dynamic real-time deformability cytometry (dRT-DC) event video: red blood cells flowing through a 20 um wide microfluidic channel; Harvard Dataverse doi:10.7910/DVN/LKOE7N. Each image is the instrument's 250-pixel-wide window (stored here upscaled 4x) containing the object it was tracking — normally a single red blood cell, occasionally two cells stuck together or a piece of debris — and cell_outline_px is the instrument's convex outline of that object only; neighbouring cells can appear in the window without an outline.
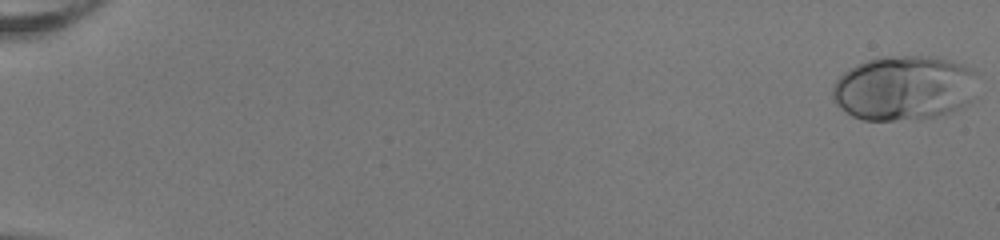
{"species": "human", "species_latin": "Homo sapiens", "temperature_condition": "room temperature", "stored_images_in_passage": 53, "camera_frame_rate_fps": 3000, "um_per_image_px": 0.085, "donor": {"sex": "female"}, "frame": {"image": 1, "passage_image": 1, "time_ms": 0.0, "image_size_px": [1000, 240], "cell_outline_px": [[976, 72], [968, 100], [960, 108], [936, 116], [892, 120], [864, 120], [852, 116], [840, 108], [832, 96], [832, 88], [836, 80], [848, 68], [856, 64], [876, 56], [936, 56], [952, 60], [976, 68]], "centroid_in_image_um": [76.79, 7.44], "position_along_channel_um": 8.2, "area_um2": 54.62}}
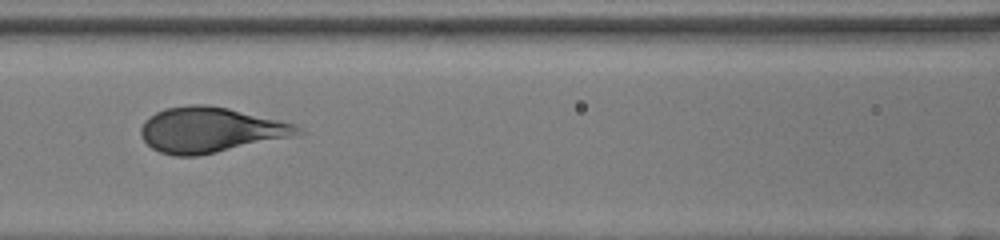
{"frame": {"image": 2, "passage_image": 26, "time_ms": 8.333, "image_size_px": [1000, 240], "cell_outline_px": [[304, 132], [288, 136], [216, 152], [196, 156], [176, 156], [160, 152], [152, 148], [140, 136], [140, 128], [144, 120], [156, 112], [168, 108], [188, 104], [208, 104], [228, 108], [296, 124]], "centroid_in_image_um": [17.8, 11.02], "position_along_channel_um": 148.8, "area_um2": 40.75}}
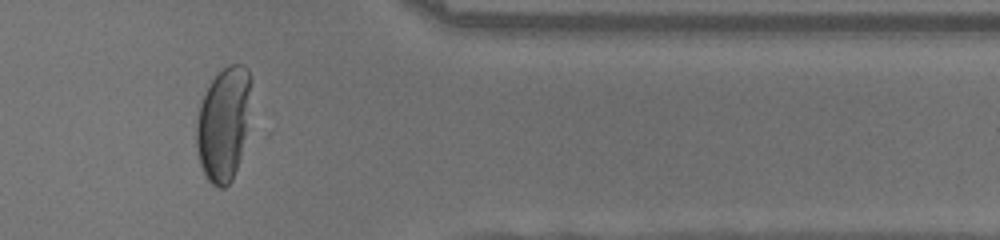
{"frame": {"image": 3, "passage_image": 45, "time_ms": 14.667, "image_size_px": [1000, 240], "cell_outline_px": [[252, 80], [244, 136], [240, 156], [232, 180], [224, 188], [220, 188], [212, 184], [208, 180], [200, 164], [196, 144], [196, 124], [200, 104], [212, 80], [228, 64], [244, 64], [248, 68], [252, 76]], "centroid_in_image_um": [18.99, 10.5], "position_along_channel_um": 392.4, "area_um2": 35.66}}